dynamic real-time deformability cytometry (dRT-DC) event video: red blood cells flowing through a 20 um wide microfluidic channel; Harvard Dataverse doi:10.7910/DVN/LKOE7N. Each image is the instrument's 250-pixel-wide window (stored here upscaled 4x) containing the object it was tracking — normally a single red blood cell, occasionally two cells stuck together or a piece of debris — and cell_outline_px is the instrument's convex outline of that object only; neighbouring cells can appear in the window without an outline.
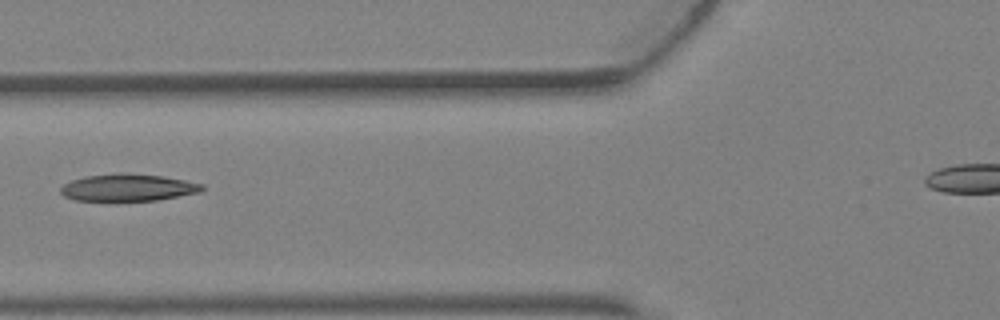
{"species": "Egyptian fruit bat (a non-hibernating species)", "species_latin": "Rousettus aegyptiacus", "temperature_condition": "warm", "stored_images_in_passage": 4, "camera_frame_rate_fps": 3000, "um_per_image_px": 0.085, "animal": {"sex": "female"}, "frame": {"image": 1, "passage_image": 4, "time_ms": 1.0, "image_size_px": [1000, 320], "cell_outline_px": [[204, 188], [200, 192], [156, 200], [72, 200], [64, 196], [60, 192], [60, 188], [64, 184], [72, 180], [88, 176], [116, 172], [164, 176], [204, 184]], "centroid_in_image_um": [10.87, 15.93], "position_along_channel_um": 114.9, "area_um2": 22.2}}